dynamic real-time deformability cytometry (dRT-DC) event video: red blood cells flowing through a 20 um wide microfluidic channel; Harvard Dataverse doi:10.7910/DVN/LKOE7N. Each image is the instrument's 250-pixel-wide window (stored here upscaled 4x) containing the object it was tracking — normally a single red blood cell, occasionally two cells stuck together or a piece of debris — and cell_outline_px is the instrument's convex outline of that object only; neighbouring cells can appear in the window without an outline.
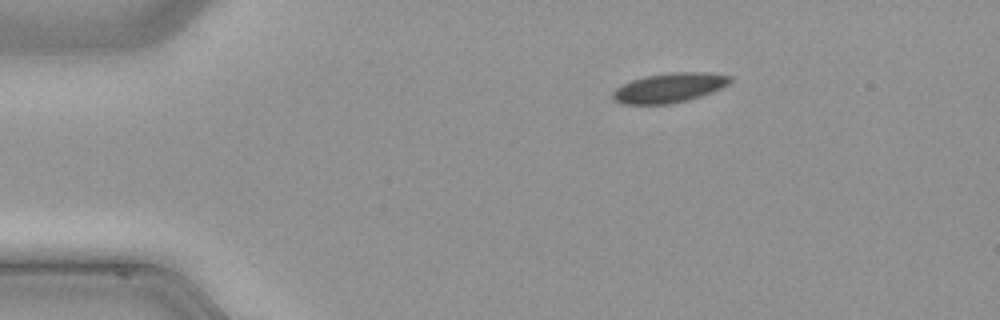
{"species": "common noctule bat (a hibernating species)", "species_latin": "Nyctalus noctula", "temperature_condition": "cold", "stored_images_in_passage": 6, "camera_frame_rate_fps": 3000, "um_per_image_px": 0.085, "animal": {"sex": "male", "body_mass_g": 21.5, "forearm_length_mm": 52.0}, "frame": {"image": 1, "passage_image": 1, "time_ms": 0.0, "image_size_px": [1000, 320], "cell_outline_px": [[732, 80], [728, 84], [712, 92], [688, 100], [668, 104], [620, 104], [612, 100], [612, 92], [616, 88], [632, 80], [648, 76], [672, 72], [704, 72], [732, 76]], "centroid_in_image_um": [56.87, 7.47], "position_along_channel_um": 28.1, "area_um2": 20.11}}